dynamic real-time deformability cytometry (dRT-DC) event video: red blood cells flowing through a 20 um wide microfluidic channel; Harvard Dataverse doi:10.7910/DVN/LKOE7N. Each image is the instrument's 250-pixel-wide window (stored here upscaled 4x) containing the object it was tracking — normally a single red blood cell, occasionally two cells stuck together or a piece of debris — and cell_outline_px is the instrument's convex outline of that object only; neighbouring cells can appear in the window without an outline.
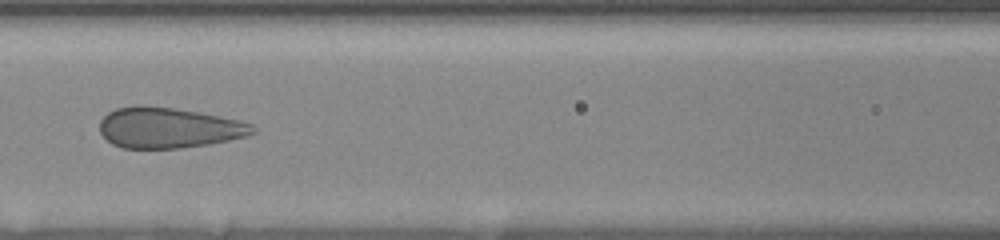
{"species": "human", "species_latin": "Homo sapiens", "temperature_condition": "room temperature", "stored_images_in_passage": 9, "camera_frame_rate_fps": 3000, "um_per_image_px": 0.085, "donor": {"sex": "female"}, "frame": {"image": 1, "passage_image": 6, "time_ms": 5.333, "image_size_px": [1000, 240], "cell_outline_px": [[256, 132], [248, 136], [208, 144], [180, 148], [120, 148], [112, 144], [100, 132], [100, 120], [108, 112], [116, 108], [136, 104], [144, 104], [200, 112], [240, 120], [252, 124], [256, 128]], "centroid_in_image_um": [14.33, 10.85], "position_along_channel_um": 152.3, "area_um2": 36.47}}
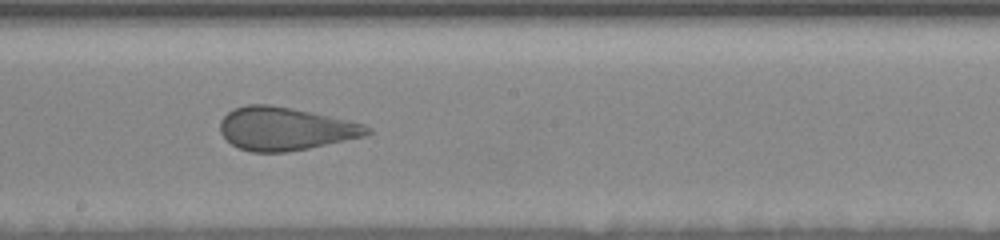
{"frame": {"image": 2, "passage_image": 8, "time_ms": 7.333, "image_size_px": [1000, 240], "cell_outline_px": [[372, 132], [364, 136], [308, 148], [284, 152], [252, 152], [240, 148], [232, 144], [220, 132], [220, 120], [228, 112], [236, 108], [248, 104], [272, 104], [292, 108], [364, 124], [372, 128]], "centroid_in_image_um": [24.23, 10.94], "position_along_channel_um": 224.0, "area_um2": 36.53}}
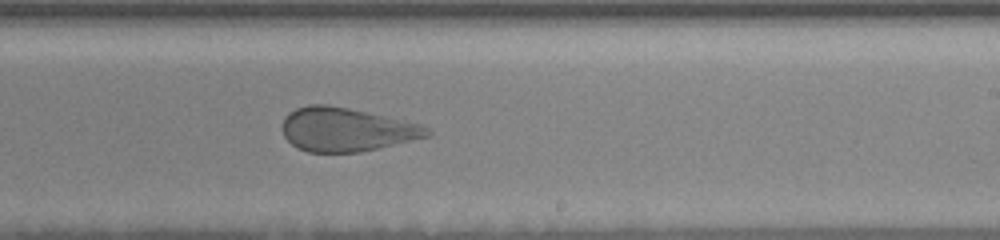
{"frame": {"image": 3, "passage_image": 9, "time_ms": 8.333, "image_size_px": [1000, 240], "cell_outline_px": [[432, 132], [428, 136], [360, 152], [308, 152], [292, 144], [284, 136], [280, 128], [280, 124], [284, 116], [288, 112], [296, 108], [308, 104], [328, 104], [348, 108], [420, 124], [428, 128]], "centroid_in_image_um": [29.35, 11.0], "position_along_channel_um": 259.6, "area_um2": 36.7}}